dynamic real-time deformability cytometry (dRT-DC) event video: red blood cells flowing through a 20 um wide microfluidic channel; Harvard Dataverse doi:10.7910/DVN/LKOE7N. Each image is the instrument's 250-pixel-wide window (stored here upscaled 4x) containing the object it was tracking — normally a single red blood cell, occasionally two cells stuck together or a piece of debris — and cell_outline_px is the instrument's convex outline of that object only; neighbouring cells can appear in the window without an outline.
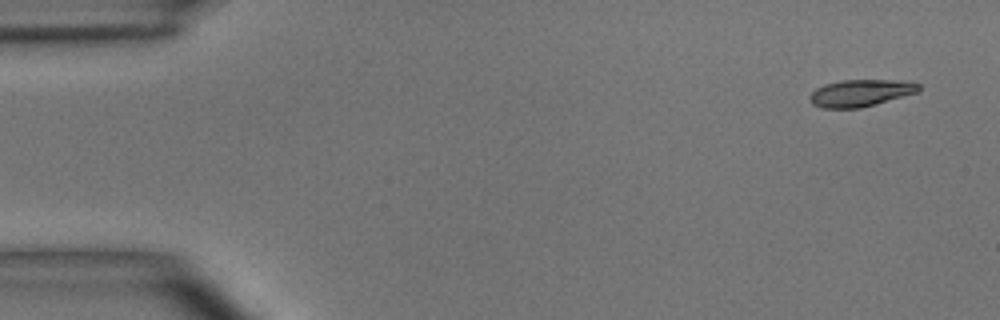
{"species": "common noctule bat (a hibernating species)", "species_latin": "Nyctalus noctula", "temperature_condition": "room temperature", "stored_images_in_passage": 6, "camera_frame_rate_fps": 3000, "um_per_image_px": 0.085, "animal": {"sex": "male", "body_mass_g": 15.6}, "frame": {"image": 1, "passage_image": 1, "time_ms": 0.0, "image_size_px": [1000, 320], "cell_outline_px": [[920, 88], [916, 92], [876, 104], [860, 108], [820, 108], [812, 104], [812, 92], [816, 88], [824, 84], [840, 80], [892, 80], [920, 84]], "centroid_in_image_um": [73.11, 7.9], "position_along_channel_um": 11.9, "area_um2": 16.82}}
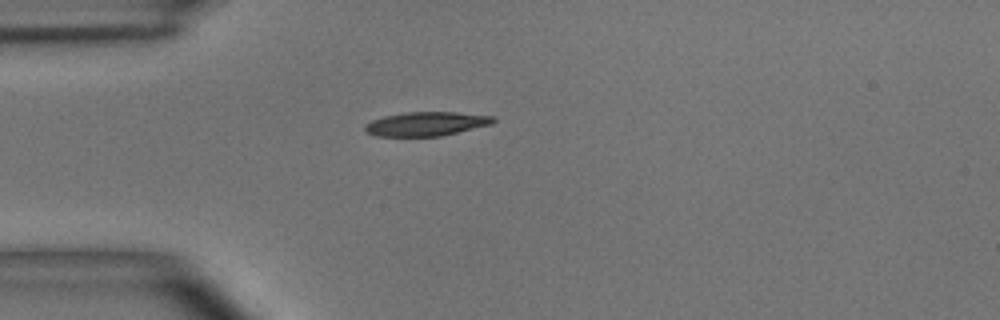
{"frame": {"image": 2, "passage_image": 4, "time_ms": 3.667, "image_size_px": [1000, 320], "cell_outline_px": [[496, 120], [492, 124], [440, 136], [376, 136], [368, 132], [364, 128], [372, 120], [384, 116], [404, 112], [456, 112], [492, 116]], "centroid_in_image_um": [36.24, 10.52], "position_along_channel_um": 48.8, "area_um2": 17.74}}
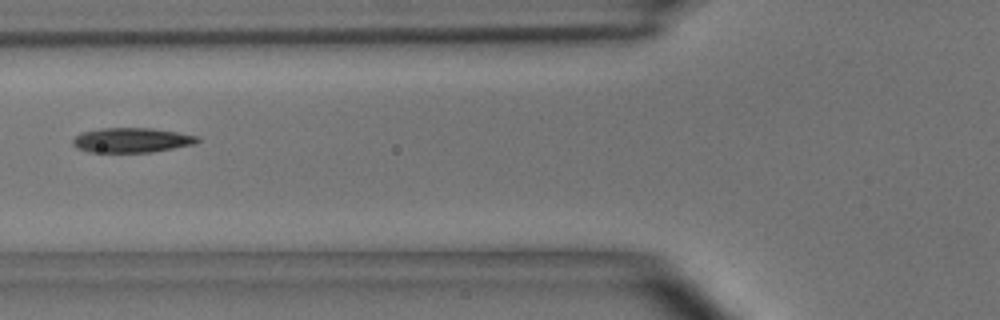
{"frame": {"image": 3, "passage_image": 6, "time_ms": 5.667, "image_size_px": [1000, 320], "cell_outline_px": [[200, 140], [196, 144], [152, 152], [88, 152], [76, 148], [72, 144], [72, 140], [76, 136], [84, 132], [100, 128], [152, 128], [200, 136]], "centroid_in_image_um": [11.21, 11.92], "position_along_channel_um": 114.6, "area_um2": 18.03}}